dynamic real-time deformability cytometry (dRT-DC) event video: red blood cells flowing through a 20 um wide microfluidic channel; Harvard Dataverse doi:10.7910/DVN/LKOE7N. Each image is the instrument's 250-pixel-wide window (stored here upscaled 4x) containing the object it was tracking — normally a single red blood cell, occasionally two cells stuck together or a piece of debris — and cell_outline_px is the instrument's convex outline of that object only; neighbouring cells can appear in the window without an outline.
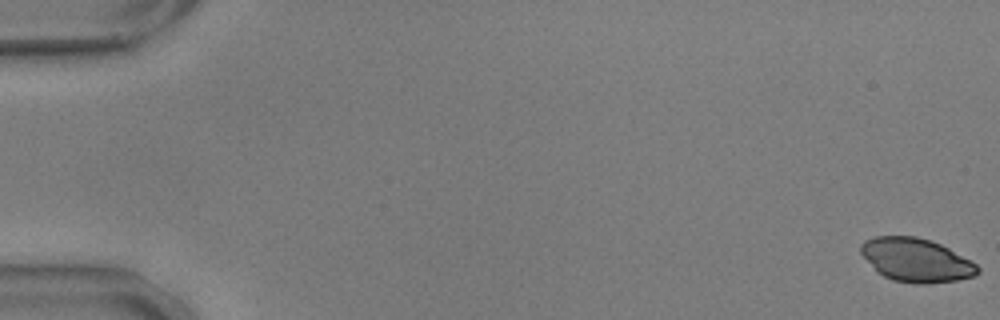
{"species": "common noctule bat (a hibernating species)", "species_latin": "Nyctalus noctula", "temperature_condition": "warm", "stored_images_in_passage": 50, "camera_frame_rate_fps": 3000, "um_per_image_px": 0.085, "animal": {"sex": "male", "body_mass_g": 17.9, "forearm_length_mm": 54.2}, "frame": {"image": 1, "passage_image": 1, "time_ms": 0.0, "image_size_px": [1000, 320], "cell_outline_px": [[980, 272], [976, 276], [956, 280], [928, 284], [916, 284], [892, 280], [876, 272], [860, 252], [860, 244], [864, 240], [876, 236], [916, 236], [932, 240], [972, 260], [980, 268]], "centroid_in_image_um": [77.88, 22.11], "position_along_channel_um": 7.1, "area_um2": 30.0}}
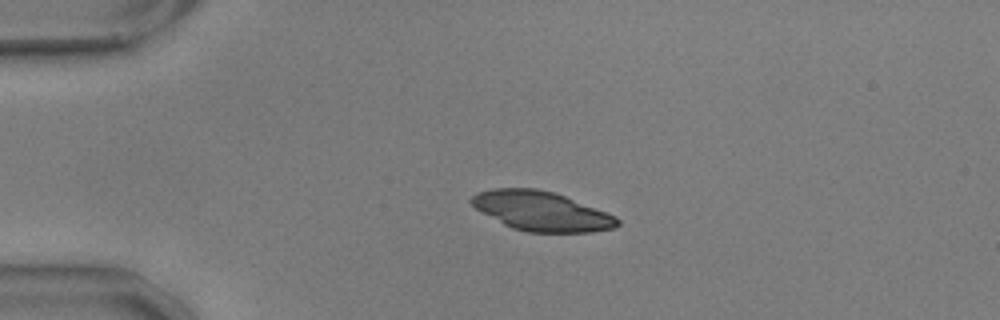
{"frame": {"image": 2, "passage_image": 14, "time_ms": 4.333, "image_size_px": [1000, 320], "cell_outline_px": [[620, 224], [616, 228], [592, 232], [528, 232], [512, 228], [504, 224], [476, 208], [468, 200], [476, 192], [496, 188], [536, 188], [552, 192], [564, 196], [616, 216], [620, 220]], "centroid_in_image_um": [46.03, 17.95], "position_along_channel_um": 39.0, "area_um2": 33.23}}